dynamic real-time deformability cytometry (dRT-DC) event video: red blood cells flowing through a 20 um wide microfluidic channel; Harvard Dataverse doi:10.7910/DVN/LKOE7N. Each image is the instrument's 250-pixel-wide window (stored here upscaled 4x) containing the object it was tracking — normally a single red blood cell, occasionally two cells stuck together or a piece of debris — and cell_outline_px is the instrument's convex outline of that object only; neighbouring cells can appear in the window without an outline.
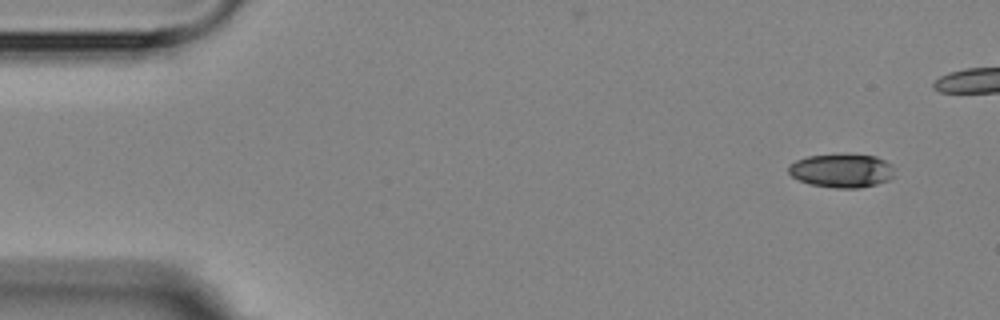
{"species": "Egyptian fruit bat (a non-hibernating species)", "species_latin": "Rousettus aegyptiacus", "temperature_condition": "room temperature", "stored_images_in_passage": 6, "camera_frame_rate_fps": 3000, "um_per_image_px": 0.085, "animal": {"sex": "female"}, "frame": {"image": 1, "passage_image": 1, "time_ms": 0.0, "image_size_px": [1000, 320], "cell_outline_px": [[896, 168], [892, 176], [888, 180], [876, 184], [860, 188], [836, 188], [808, 184], [792, 176], [788, 172], [788, 164], [796, 160], [808, 156], [876, 156], [892, 164]], "centroid_in_image_um": [71.55, 14.53], "position_along_channel_um": 13.5, "area_um2": 20.46}}
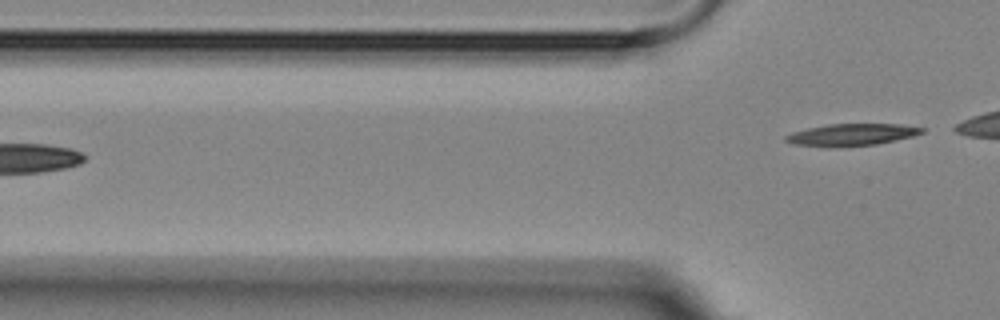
{"frame": {"image": 2, "passage_image": 6, "time_ms": 6.0, "image_size_px": [1000, 320], "cell_outline_px": [[928, 128], [924, 132], [912, 136], [896, 140], [876, 144], [792, 144], [784, 140], [784, 136], [792, 132], [808, 128], [828, 124], [900, 124]], "centroid_in_image_um": [72.49, 11.39], "position_along_channel_um": 53.3, "area_um2": 16.47}}